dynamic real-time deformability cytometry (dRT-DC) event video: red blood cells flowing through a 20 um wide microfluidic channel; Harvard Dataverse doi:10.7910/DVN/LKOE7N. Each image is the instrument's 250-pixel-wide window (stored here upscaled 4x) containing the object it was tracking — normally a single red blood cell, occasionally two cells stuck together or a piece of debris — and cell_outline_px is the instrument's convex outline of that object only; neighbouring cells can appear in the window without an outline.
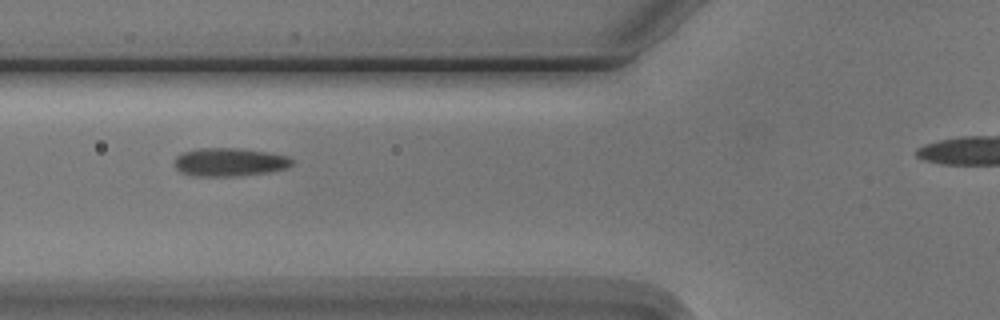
{"species": "Egyptian fruit bat (a non-hibernating species)", "species_latin": "Rousettus aegyptiacus", "temperature_condition": "cold", "stored_images_in_passage": 6, "camera_frame_rate_fps": 3000, "um_per_image_px": 0.085, "animal": {"sex": "male"}, "frame": {"image": 1, "passage_image": 4, "time_ms": 3.667, "image_size_px": [1000, 320], "cell_outline_px": [[292, 164], [288, 168], [268, 172], [232, 176], [200, 176], [184, 172], [176, 168], [176, 156], [184, 152], [196, 148], [240, 148], [268, 152], [288, 156], [292, 160]], "centroid_in_image_um": [19.55, 13.76], "position_along_channel_um": 106.2, "area_um2": 19.13}}
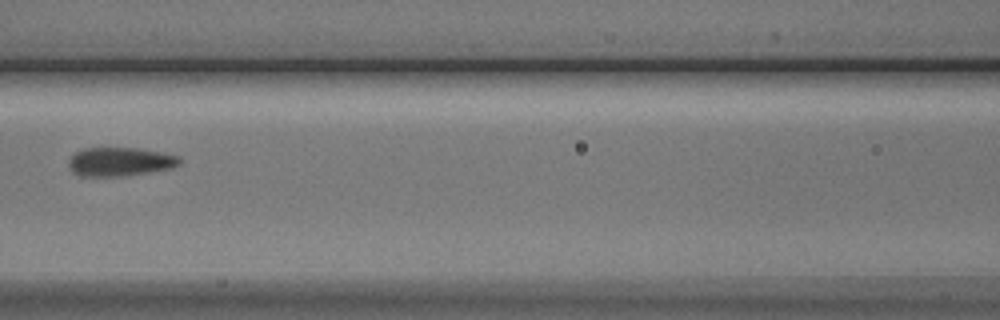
{"frame": {"image": 2, "passage_image": 5, "time_ms": 5.0, "image_size_px": [1000, 320], "cell_outline_px": [[180, 164], [168, 168], [120, 176], [80, 176], [72, 172], [68, 164], [68, 160], [76, 152], [84, 148], [136, 148], [160, 152], [180, 156]], "centroid_in_image_um": [10.14, 13.74], "position_along_channel_um": 156.5, "area_um2": 18.26}}
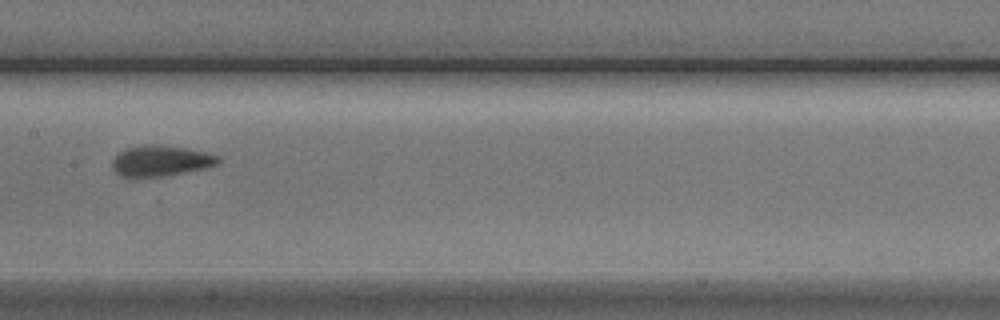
{"frame": {"image": 3, "passage_image": 6, "time_ms": 6.0, "image_size_px": [1000, 320], "cell_outline_px": [[220, 160], [216, 164], [204, 168], [164, 176], [132, 180], [120, 176], [112, 168], [112, 160], [120, 152], [128, 148], [144, 144], [160, 144], [184, 148], [204, 152], [220, 156]], "centroid_in_image_um": [13.59, 13.7], "position_along_channel_um": 193.8, "area_um2": 19.31}}